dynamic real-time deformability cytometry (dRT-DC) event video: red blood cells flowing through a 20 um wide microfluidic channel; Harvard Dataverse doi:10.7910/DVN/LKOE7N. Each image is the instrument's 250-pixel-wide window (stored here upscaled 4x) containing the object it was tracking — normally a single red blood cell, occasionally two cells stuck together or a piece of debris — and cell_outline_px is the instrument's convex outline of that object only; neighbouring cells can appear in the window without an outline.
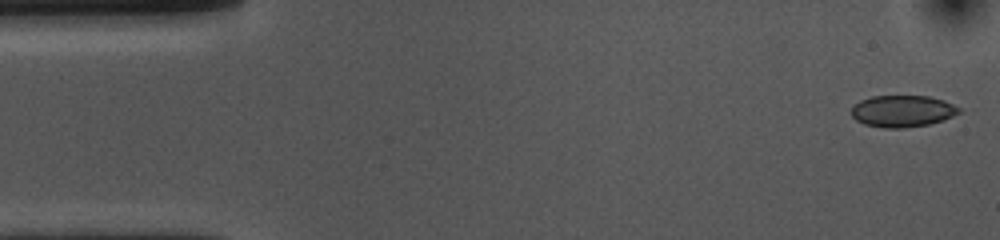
{"species": "common noctule bat (a hibernating species)", "species_latin": "Nyctalus noctula", "temperature_condition": "cold", "stored_images_in_passage": 52, "camera_frame_rate_fps": 3000, "um_per_image_px": 0.085, "animal": {"sex": "female", "body_mass_g": 10.0, "forearm_length_mm": 53.1}, "frame": {"image": 1, "passage_image": 1, "time_ms": 0.0, "image_size_px": [1000, 240], "cell_outline_px": [[960, 112], [944, 120], [928, 124], [904, 128], [884, 128], [864, 124], [856, 120], [852, 116], [852, 108], [860, 100], [872, 96], [928, 96], [944, 100], [960, 108]], "centroid_in_image_um": [76.71, 9.45], "position_along_channel_um": 8.3, "area_um2": 19.83}}
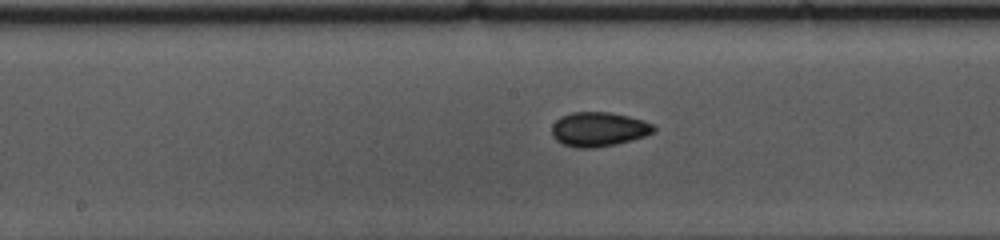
{"frame": {"image": 2, "passage_image": 25, "time_ms": 8.0, "image_size_px": [1000, 240], "cell_outline_px": [[656, 132], [632, 140], [616, 144], [596, 148], [576, 148], [564, 144], [556, 140], [552, 136], [552, 124], [560, 116], [572, 112], [608, 112], [628, 116], [644, 120], [652, 124], [656, 128]], "centroid_in_image_um": [50.89, 10.99], "position_along_channel_um": 197.3, "area_um2": 20.58}}
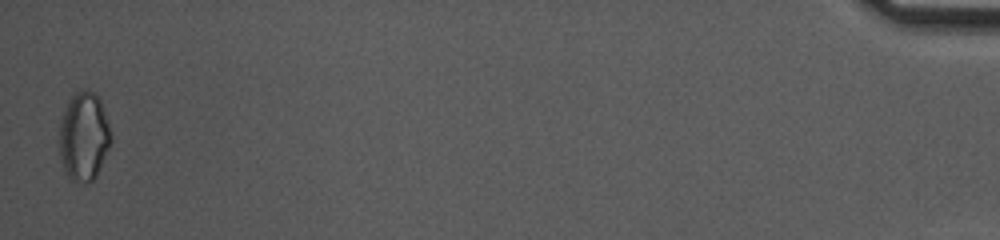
{"frame": {"image": 3, "passage_image": 52, "time_ms": 17.0, "image_size_px": [1000, 240], "cell_outline_px": [[112, 140], [96, 176], [88, 184], [72, 180], [68, 176], [60, 160], [60, 120], [72, 96], [76, 92], [84, 88], [96, 92], [100, 100], [112, 136]], "centroid_in_image_um": [7.13, 11.6], "position_along_channel_um": 428.1, "area_um2": 26.47}, "authors_computed_cell_mechanics": {"area_um2": 20.0566, "velocity_mm_per_s": 3.6755, "shape_relaxation_time_tau1_ms": 6.6198, "shape_relaxation_time_tau2_ms": 2.7745, "deformation_change_tau1": 0.0767, "deformation_change_tau2": 0.0508}}